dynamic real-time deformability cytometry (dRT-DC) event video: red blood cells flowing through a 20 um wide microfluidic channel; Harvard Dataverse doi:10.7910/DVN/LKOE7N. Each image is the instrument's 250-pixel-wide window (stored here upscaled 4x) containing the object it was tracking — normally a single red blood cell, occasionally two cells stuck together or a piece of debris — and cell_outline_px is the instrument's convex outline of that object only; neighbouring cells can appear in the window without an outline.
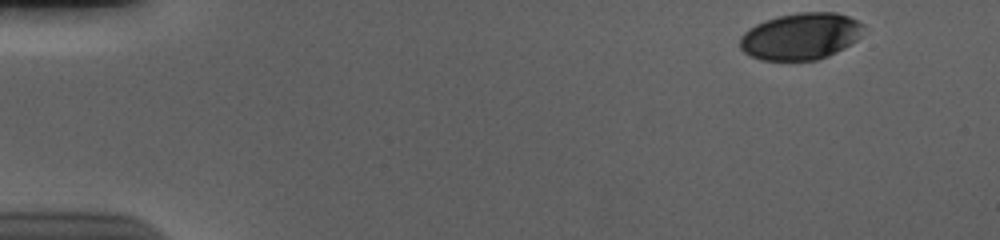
{"species": "human", "species_latin": "Homo sapiens", "temperature_condition": "cold", "stored_images_in_passage": 52, "camera_frame_rate_fps": 3000, "um_per_image_px": 0.085, "donor": {"sex": "male"}, "frame": {"image": 1, "passage_image": 1, "time_ms": 0.0, "image_size_px": [1000, 240], "cell_outline_px": [[864, 28], [860, 36], [856, 40], [844, 48], [828, 56], [816, 60], [760, 60], [744, 52], [740, 48], [740, 36], [748, 28], [764, 20], [780, 16], [800, 12], [836, 12], [848, 16], [864, 24]], "centroid_in_image_um": [68.05, 3.08], "position_along_channel_um": 16.9, "area_um2": 33.7}}
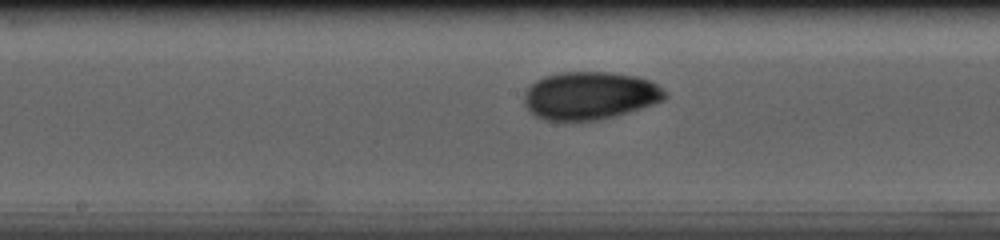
{"frame": {"image": 2, "passage_image": 26, "time_ms": 8.333, "image_size_px": [1000, 240], "cell_outline_px": [[668, 96], [664, 100], [628, 112], [596, 120], [568, 124], [544, 120], [536, 116], [524, 104], [524, 92], [536, 80], [544, 76], [560, 72], [612, 72], [636, 76], [652, 80], [668, 92]], "centroid_in_image_um": [50.13, 8.15], "position_along_channel_um": 198.1, "area_um2": 40.06}}
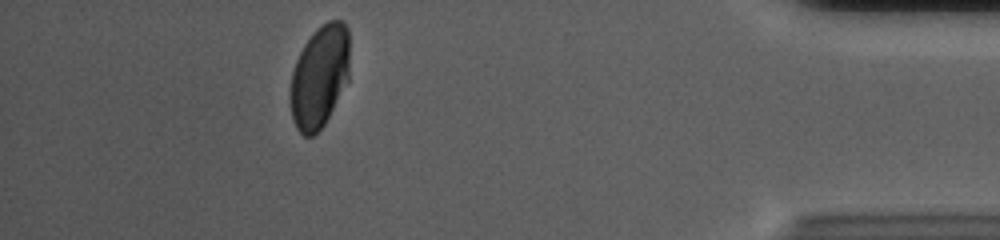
{"frame": {"image": 3, "passage_image": 47, "time_ms": 15.333, "image_size_px": [1000, 240], "cell_outline_px": [[348, 80], [324, 124], [312, 136], [304, 136], [296, 128], [292, 120], [288, 100], [288, 96], [292, 72], [296, 60], [304, 44], [316, 28], [328, 20], [344, 20], [348, 28]], "centroid_in_image_um": [27.12, 6.5], "position_along_channel_um": 408.1, "area_um2": 35.66}, "authors_computed_cell_mechanics": {"area_um2": 37.9168, "velocity_mm_per_s": 3.677, "shape_relaxation_time_tau1_ms": 5.007, "shape_relaxation_time_tau2_ms": 1.7823, "deformation_change_tau1": 0.1469, "deformation_change_tau2": 0.0287}}